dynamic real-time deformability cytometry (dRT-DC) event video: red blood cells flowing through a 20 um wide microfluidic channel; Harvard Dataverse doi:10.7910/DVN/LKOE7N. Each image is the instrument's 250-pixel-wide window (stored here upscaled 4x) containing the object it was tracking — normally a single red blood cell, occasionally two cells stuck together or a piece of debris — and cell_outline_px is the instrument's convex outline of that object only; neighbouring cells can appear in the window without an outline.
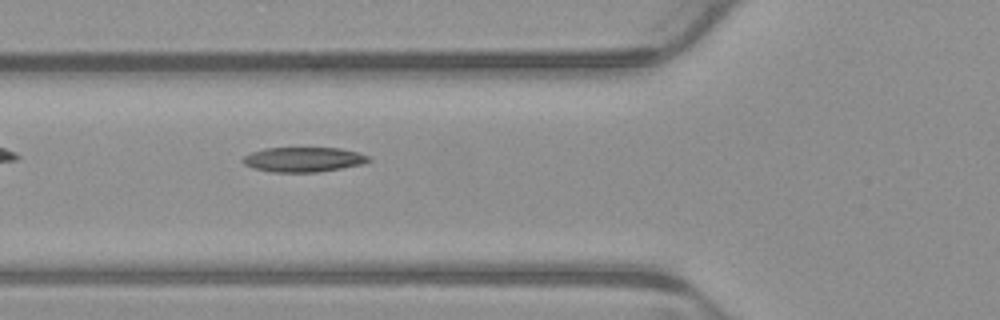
{"species": "common noctule bat (a hibernating species)", "species_latin": "Nyctalus noctula", "temperature_condition": "warm", "stored_images_in_passage": 4, "camera_frame_rate_fps": 3000, "um_per_image_px": 0.085, "animal": {"sex": "male", "body_mass_g": 23.1, "forearm_length_mm": 52.7}, "frame": {"image": 1, "passage_image": 4, "time_ms": 1.0, "image_size_px": [1000, 320], "cell_outline_px": [[372, 160], [360, 164], [320, 172], [272, 172], [252, 168], [244, 164], [240, 160], [244, 156], [252, 152], [264, 148], [340, 148], [356, 152], [368, 156]], "centroid_in_image_um": [25.74, 13.56], "position_along_channel_um": 100.1, "area_um2": 18.09}}